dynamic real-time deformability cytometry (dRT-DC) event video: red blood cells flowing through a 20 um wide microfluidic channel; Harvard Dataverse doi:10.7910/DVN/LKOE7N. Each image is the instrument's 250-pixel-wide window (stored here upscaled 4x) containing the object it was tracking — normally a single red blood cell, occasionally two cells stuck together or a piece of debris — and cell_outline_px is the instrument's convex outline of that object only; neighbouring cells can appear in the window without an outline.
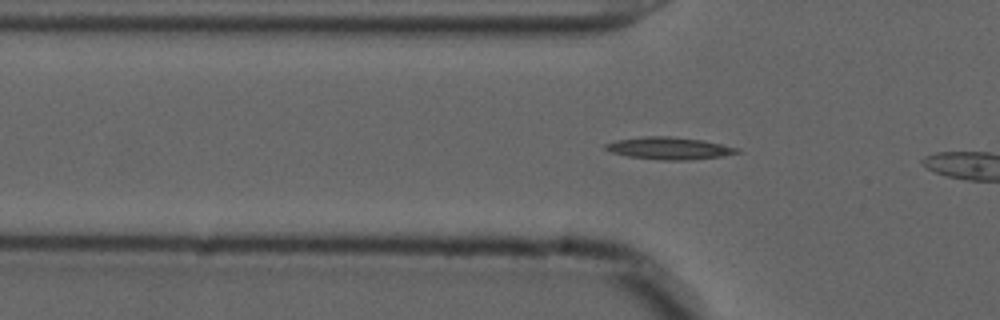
{"species": "common noctule bat (a hibernating species)", "species_latin": "Nyctalus noctula", "temperature_condition": "cold", "stored_images_in_passage": 6, "camera_frame_rate_fps": 3000, "um_per_image_px": 0.085, "animal": {"sex": "male", "forearm_length_mm": 52.5}, "frame": {"image": 1, "passage_image": 4, "time_ms": 1.0, "image_size_px": [1000, 320], "cell_outline_px": [[740, 152], [720, 156], [688, 160], [664, 160], [628, 156], [612, 152], [604, 148], [604, 144], [616, 140], [644, 136], [668, 136], [704, 140], [740, 148]], "centroid_in_image_um": [56.88, 12.59], "position_along_channel_um": 68.9, "area_um2": 16.94}}